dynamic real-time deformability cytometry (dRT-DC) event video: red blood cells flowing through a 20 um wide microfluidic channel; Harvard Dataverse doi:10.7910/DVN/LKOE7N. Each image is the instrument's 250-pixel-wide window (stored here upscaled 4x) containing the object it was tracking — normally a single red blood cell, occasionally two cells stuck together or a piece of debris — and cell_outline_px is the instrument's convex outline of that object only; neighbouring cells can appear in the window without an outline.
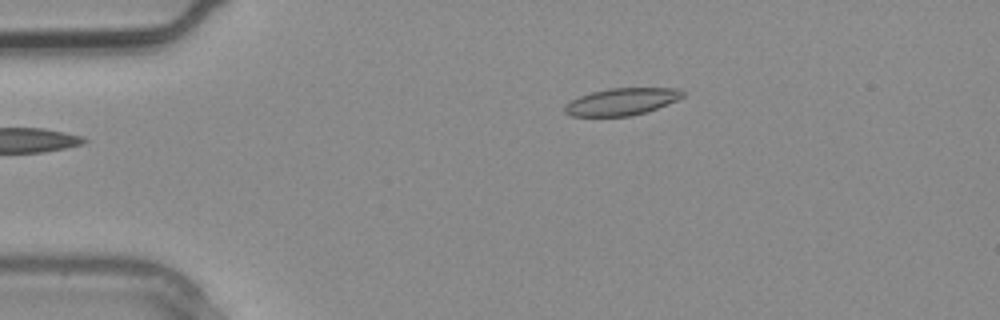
{"species": "common noctule bat (a hibernating species)", "species_latin": "Nyctalus noctula", "temperature_condition": "warm", "stored_images_in_passage": 2, "camera_frame_rate_fps": 3000, "um_per_image_px": 0.085, "animal": {"sex": "male", "body_mass_g": 20.4}, "frame": {"image": 1, "passage_image": 1, "time_ms": 0.0, "image_size_px": [1000, 320], "cell_outline_px": [[684, 96], [676, 100], [656, 108], [632, 116], [572, 116], [564, 112], [564, 104], [580, 96], [592, 92], [608, 88], [680, 88], [684, 92]], "centroid_in_image_um": [52.82, 8.63], "position_along_channel_um": 32.2, "area_um2": 18.5}}
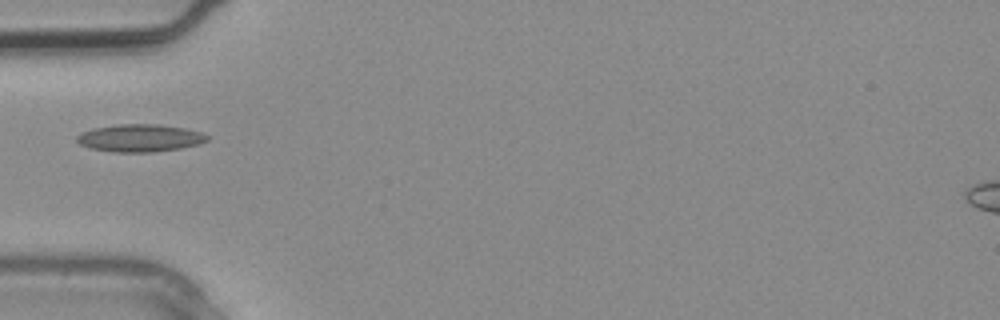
{"frame": {"image": 2, "passage_image": 2, "time_ms": 0.333, "image_size_px": [1000, 320], "cell_outline_px": [[208, 140], [200, 144], [180, 148], [152, 152], [112, 152], [92, 148], [80, 144], [76, 140], [76, 136], [92, 128], [120, 124], [160, 124], [184, 128], [200, 132], [208, 136]], "centroid_in_image_um": [11.9, 11.73], "position_along_channel_um": 73.1, "area_um2": 20.81}}